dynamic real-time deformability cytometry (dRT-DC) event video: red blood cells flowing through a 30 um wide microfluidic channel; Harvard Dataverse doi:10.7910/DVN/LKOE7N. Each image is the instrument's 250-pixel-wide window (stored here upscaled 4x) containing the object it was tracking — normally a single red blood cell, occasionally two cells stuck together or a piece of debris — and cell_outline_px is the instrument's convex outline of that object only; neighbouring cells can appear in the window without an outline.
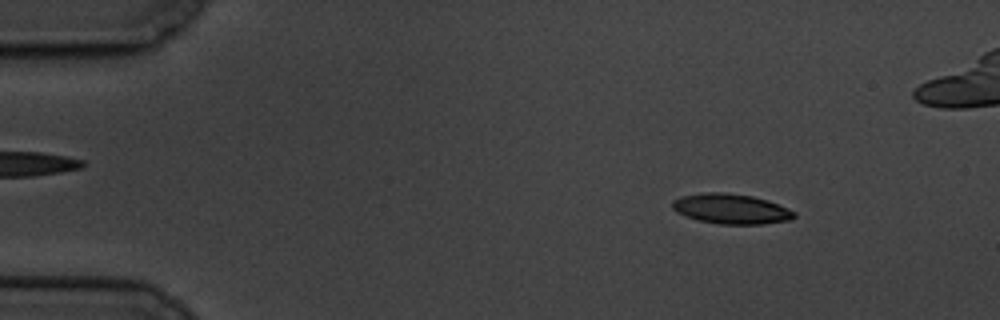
{"species": "common noctule bat (a hibernating species)", "species_latin": "Nyctalus noctula", "temperature_condition": "cold", "stored_images_in_passage": 5, "camera_frame_rate_fps": 3000, "um_per_image_px": 0.085, "animal": {"sex": "male", "body_mass_g": 19.5, "forearm_length_mm": 54.6}, "frame": {"image": 1, "passage_image": 2, "time_ms": 1.333, "image_size_px": [1000, 320], "cell_outline_px": [[796, 216], [792, 220], [764, 224], [720, 224], [700, 220], [684, 216], [676, 212], [672, 208], [672, 200], [684, 196], [704, 192], [724, 192], [752, 196], [768, 200], [788, 208], [796, 212]], "centroid_in_image_um": [62.17, 17.75], "position_along_channel_um": 22.8, "area_um2": 21.44}}